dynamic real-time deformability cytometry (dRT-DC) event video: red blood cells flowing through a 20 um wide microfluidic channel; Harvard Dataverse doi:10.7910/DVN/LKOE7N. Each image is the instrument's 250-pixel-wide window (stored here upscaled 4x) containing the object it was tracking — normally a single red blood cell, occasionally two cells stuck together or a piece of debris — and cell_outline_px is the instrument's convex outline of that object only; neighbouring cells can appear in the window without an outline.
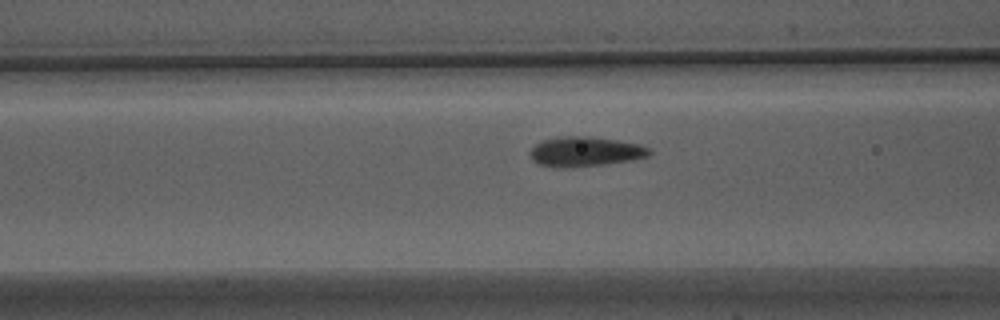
{"species": "Egyptian fruit bat (a non-hibernating species)", "species_latin": "Rousettus aegyptiacus", "temperature_condition": "warm", "stored_images_in_passage": 36, "camera_frame_rate_fps": 3000, "um_per_image_px": 0.085, "animal": {"sex": "male"}, "frame": {"image": 1, "passage_image": 13, "time_ms": 4.0, "image_size_px": [1000, 320], "cell_outline_px": [[652, 152], [648, 156], [632, 160], [604, 164], [564, 168], [556, 168], [540, 164], [532, 160], [528, 152], [540, 140], [556, 136], [592, 136], [640, 144], [648, 148]], "centroid_in_image_um": [49.7, 12.88], "position_along_channel_um": 116.9, "area_um2": 20.92}}
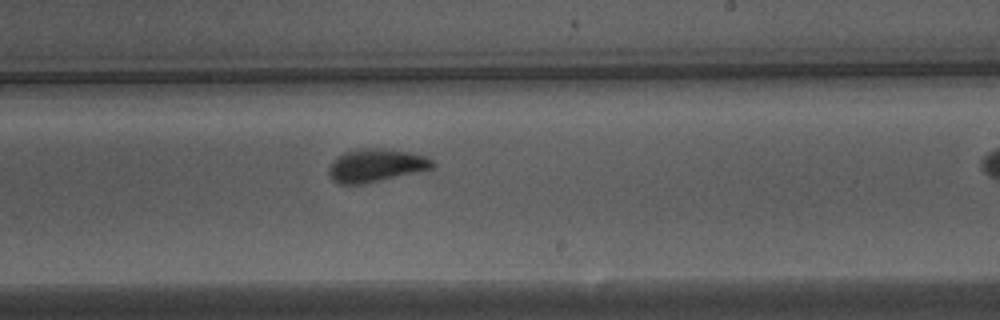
{"frame": {"image": 2, "passage_image": 24, "time_ms": 7.667, "image_size_px": [1000, 320], "cell_outline_px": [[436, 168], [360, 184], [340, 184], [332, 180], [328, 176], [328, 168], [332, 160], [336, 156], [344, 152], [356, 148], [380, 148], [408, 152], [428, 156], [436, 164]], "centroid_in_image_um": [31.94, 14.04], "position_along_channel_um": 257.1, "area_um2": 20.17}}
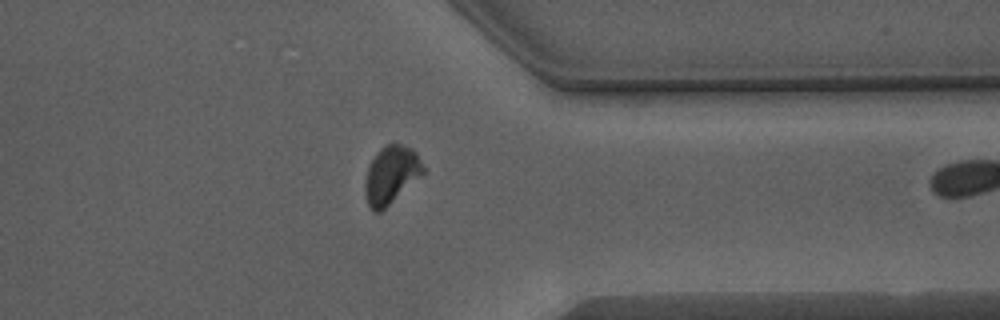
{"frame": {"image": 3, "passage_image": 34, "time_ms": 11.0, "image_size_px": [1000, 320], "cell_outline_px": [[424, 172], [380, 212], [376, 212], [368, 204], [364, 192], [364, 180], [368, 168], [376, 152], [380, 148], [388, 144], [400, 144], [412, 148], [416, 152], [424, 168]], "centroid_in_image_um": [33.22, 14.84], "position_along_channel_um": 378.2, "area_um2": 19.13}}